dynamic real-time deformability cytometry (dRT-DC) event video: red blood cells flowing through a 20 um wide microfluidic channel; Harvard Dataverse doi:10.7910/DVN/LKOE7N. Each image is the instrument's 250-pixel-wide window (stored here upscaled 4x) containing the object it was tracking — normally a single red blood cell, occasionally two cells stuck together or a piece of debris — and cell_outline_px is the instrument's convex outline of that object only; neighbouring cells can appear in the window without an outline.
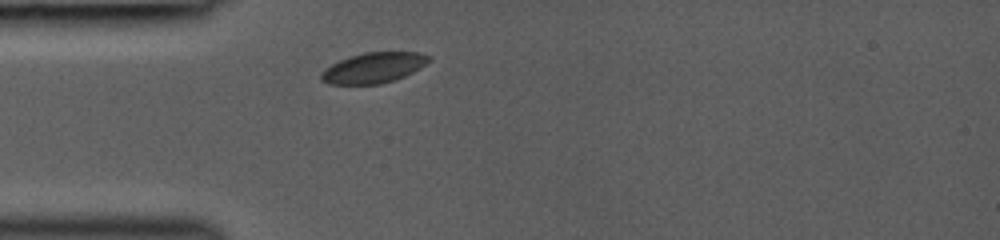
{"species": "common noctule bat (a hibernating species)", "species_latin": "Nyctalus noctula", "temperature_condition": "room temperature", "stored_images_in_passage": 9, "camera_frame_rate_fps": 3000, "um_per_image_px": 0.085, "animal": {"sex": "female", "body_mass_g": 19.0, "forearm_length_mm": 53.3}, "frame": {"image": 1, "passage_image": 1, "time_ms": 0.0, "image_size_px": [1000, 240], "cell_outline_px": [[432, 60], [420, 68], [404, 76], [380, 84], [328, 84], [320, 80], [320, 72], [324, 68], [348, 56], [364, 52], [420, 52], [432, 56]], "centroid_in_image_um": [31.75, 5.75], "position_along_channel_um": 53.3, "area_um2": 19.31}}
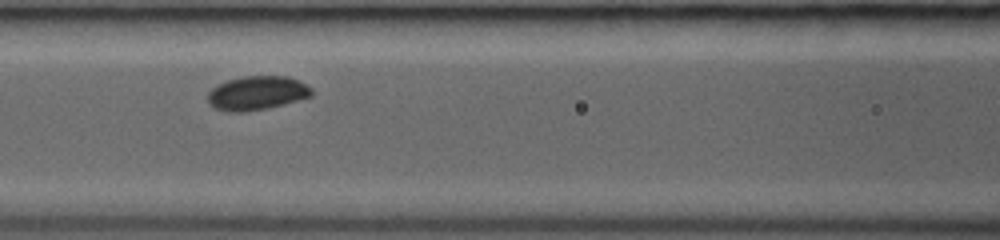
{"frame": {"image": 2, "passage_image": 4, "time_ms": 2.333, "image_size_px": [1000, 240], "cell_outline_px": [[312, 96], [284, 104], [268, 108], [244, 112], [228, 112], [216, 108], [208, 104], [208, 92], [216, 84], [228, 80], [244, 76], [288, 76], [300, 80], [312, 88]], "centroid_in_image_um": [21.84, 7.91], "position_along_channel_um": 144.8, "area_um2": 20.75}}
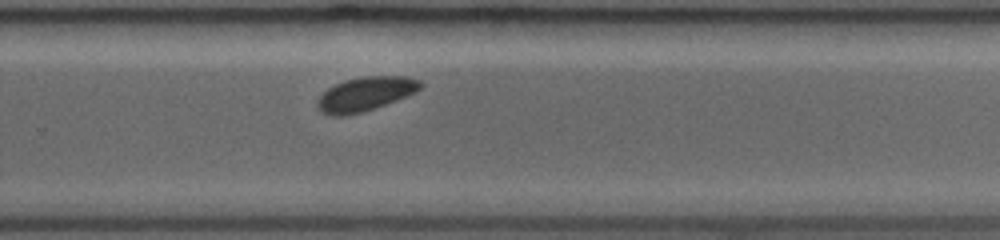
{"frame": {"image": 3, "passage_image": 9, "time_ms": 6.0, "image_size_px": [1000, 240], "cell_outline_px": [[424, 84], [416, 92], [376, 108], [344, 116], [332, 116], [320, 112], [316, 108], [316, 100], [328, 88], [344, 80], [364, 76], [404, 76], [420, 80]], "centroid_in_image_um": [31.03, 7.99], "position_along_channel_um": 298.8, "area_um2": 20.52}}